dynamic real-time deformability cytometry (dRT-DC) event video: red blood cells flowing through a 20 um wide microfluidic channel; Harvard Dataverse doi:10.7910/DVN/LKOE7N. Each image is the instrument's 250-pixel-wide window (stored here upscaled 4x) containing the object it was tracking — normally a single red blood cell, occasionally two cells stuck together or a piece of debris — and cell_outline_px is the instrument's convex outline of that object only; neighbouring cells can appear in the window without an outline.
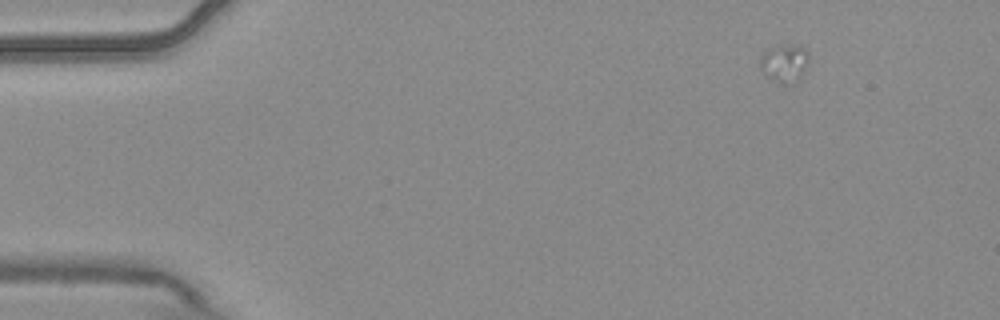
{"species": "common noctule bat (a hibernating species)", "species_latin": "Nyctalus noctula", "temperature_condition": "warm", "stored_images_in_passage": 4, "camera_frame_rate_fps": 3000, "um_per_image_px": 0.085, "animal": {"sex": "male", "body_mass_g": 20.4}, "frame": {"image": 1, "passage_image": 1, "time_ms": 0.0, "image_size_px": [1000, 320], "cell_outline_px": [[808, 64], [796, 80], [784, 84], [772, 80], [760, 68], [760, 60], [764, 52], [768, 48], [776, 44], [796, 44], [804, 48], [808, 52]], "centroid_in_image_um": [66.66, 5.3], "position_along_channel_um": 18.3, "area_um2": 10.69}}